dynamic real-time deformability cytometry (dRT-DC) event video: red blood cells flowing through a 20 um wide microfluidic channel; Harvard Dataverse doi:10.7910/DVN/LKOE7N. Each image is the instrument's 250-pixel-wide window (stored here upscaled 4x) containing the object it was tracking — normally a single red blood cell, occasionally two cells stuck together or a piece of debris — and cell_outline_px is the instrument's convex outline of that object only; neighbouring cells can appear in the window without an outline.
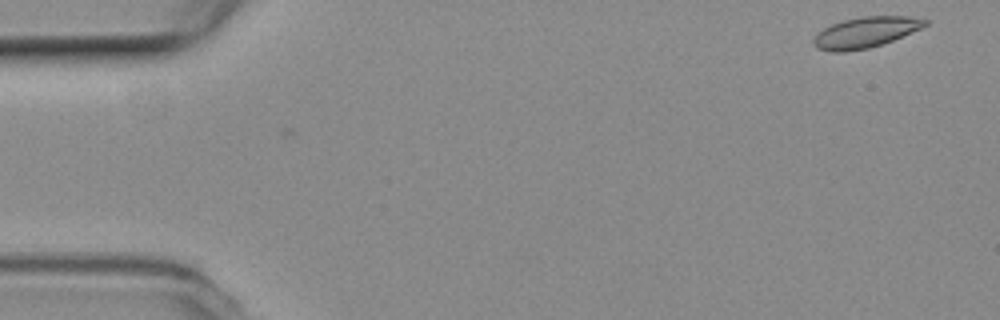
{"species": "common noctule bat (a hibernating species)", "species_latin": "Nyctalus noctula", "temperature_condition": "room temperature", "stored_images_in_passage": 49, "camera_frame_rate_fps": 3000, "um_per_image_px": 0.085, "animal": {"sex": "female", "body_mass_g": 19.3, "forearm_length_mm": 54.1}, "frame": {"image": 1, "passage_image": 1, "time_ms": 0.0, "image_size_px": [1000, 320], "cell_outline_px": [[928, 24], [920, 28], [892, 40], [868, 48], [844, 52], [832, 52], [816, 48], [812, 44], [812, 40], [824, 28], [832, 24], [844, 20], [860, 16], [908, 16], [928, 20]], "centroid_in_image_um": [73.53, 2.75], "position_along_channel_um": 11.5, "area_um2": 19.71}}
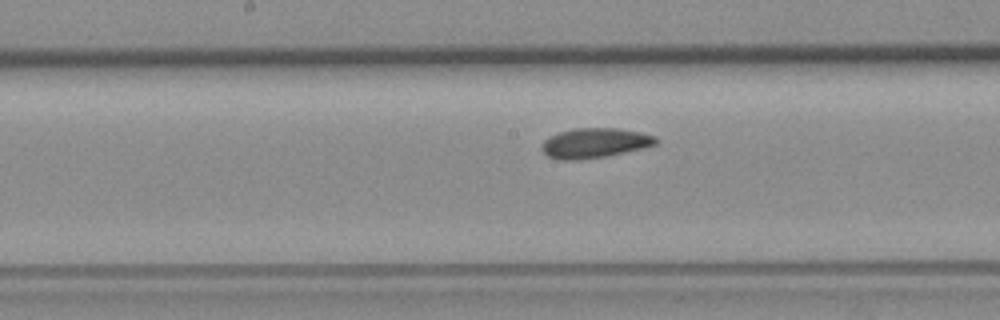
{"frame": {"image": 2, "passage_image": 26, "time_ms": 8.333, "image_size_px": [1000, 320], "cell_outline_px": [[656, 144], [644, 148], [604, 156], [576, 160], [560, 160], [548, 156], [540, 148], [544, 140], [548, 136], [572, 128], [616, 128], [640, 132], [656, 136]], "centroid_in_image_um": [50.51, 12.15], "position_along_channel_um": 197.7, "area_um2": 19.77}}
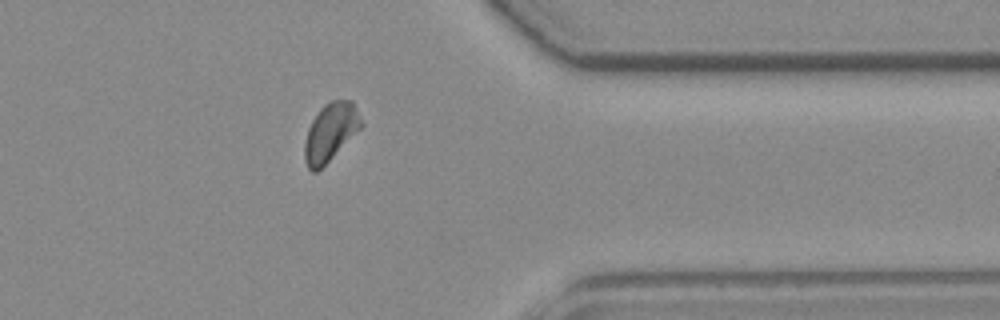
{"frame": {"image": 3, "passage_image": 42, "time_ms": 13.667, "image_size_px": [1000, 320], "cell_outline_px": [[364, 124], [316, 172], [312, 172], [308, 168], [304, 160], [304, 144], [308, 128], [312, 120], [320, 108], [324, 104], [332, 100], [352, 100]], "centroid_in_image_um": [28.07, 11.2], "position_along_channel_um": 383.3, "area_um2": 18.73}}